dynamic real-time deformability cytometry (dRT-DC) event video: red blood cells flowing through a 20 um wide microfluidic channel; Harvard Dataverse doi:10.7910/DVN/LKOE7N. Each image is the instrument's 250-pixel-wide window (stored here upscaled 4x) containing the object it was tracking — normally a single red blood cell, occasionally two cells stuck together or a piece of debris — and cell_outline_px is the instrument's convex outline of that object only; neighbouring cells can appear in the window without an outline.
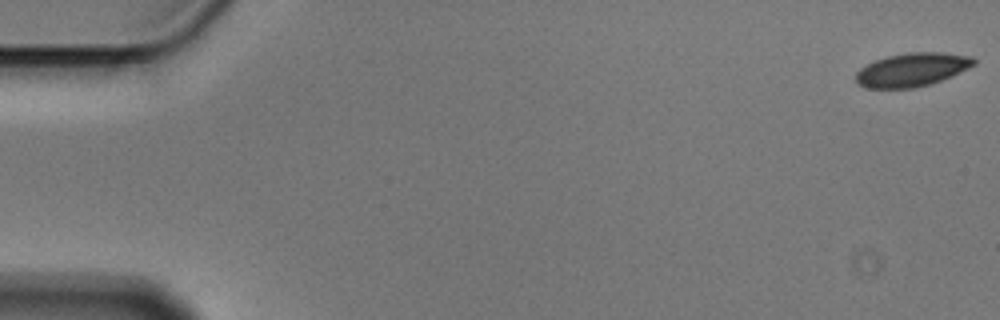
{"species": "Egyptian fruit bat (a non-hibernating species)", "species_latin": "Rousettus aegyptiacus", "temperature_condition": "cold", "stored_images_in_passage": 6, "camera_frame_rate_fps": 3000, "um_per_image_px": 0.085, "animal": {"sex": "male"}, "frame": {"image": 1, "passage_image": 1, "time_ms": 0.0, "image_size_px": [1000, 320], "cell_outline_px": [[976, 64], [952, 76], [916, 88], [864, 88], [856, 84], [856, 72], [860, 68], [876, 60], [888, 56], [908, 52], [944, 52], [972, 56], [976, 60]], "centroid_in_image_um": [77.52, 5.92], "position_along_channel_um": 7.5, "area_um2": 23.12}}
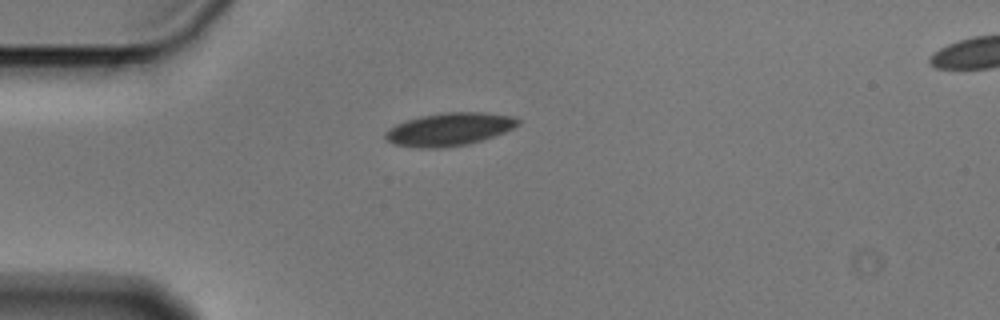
{"frame": {"image": 2, "passage_image": 4, "time_ms": 1.0, "image_size_px": [1000, 320], "cell_outline_px": [[520, 124], [504, 132], [468, 144], [444, 148], [420, 148], [392, 144], [384, 136], [384, 132], [388, 128], [404, 120], [420, 116], [444, 112], [484, 112], [516, 116], [520, 120]], "centroid_in_image_um": [38.17, 10.98], "position_along_channel_um": 46.8, "area_um2": 25.66}}
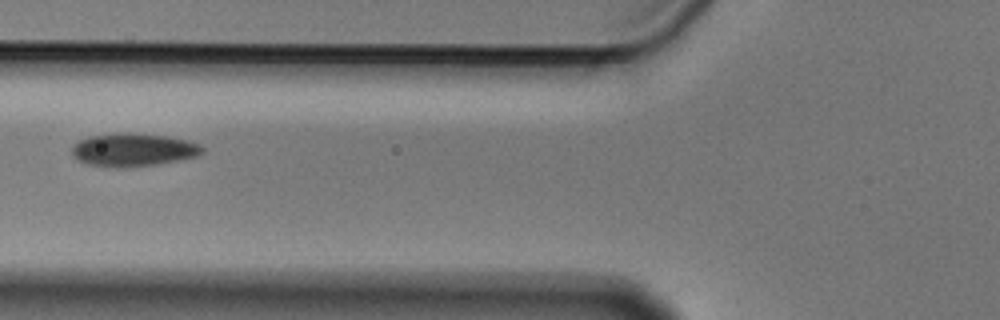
{"frame": {"image": 3, "passage_image": 6, "time_ms": 1.667, "image_size_px": [1000, 320], "cell_outline_px": [[204, 152], [196, 156], [156, 164], [128, 168], [112, 168], [88, 164], [76, 160], [72, 156], [72, 144], [88, 136], [124, 132], [128, 132], [168, 136], [188, 140], [200, 144], [204, 148]], "centroid_in_image_um": [11.29, 12.73], "position_along_channel_um": 114.5, "area_um2": 25.49}}